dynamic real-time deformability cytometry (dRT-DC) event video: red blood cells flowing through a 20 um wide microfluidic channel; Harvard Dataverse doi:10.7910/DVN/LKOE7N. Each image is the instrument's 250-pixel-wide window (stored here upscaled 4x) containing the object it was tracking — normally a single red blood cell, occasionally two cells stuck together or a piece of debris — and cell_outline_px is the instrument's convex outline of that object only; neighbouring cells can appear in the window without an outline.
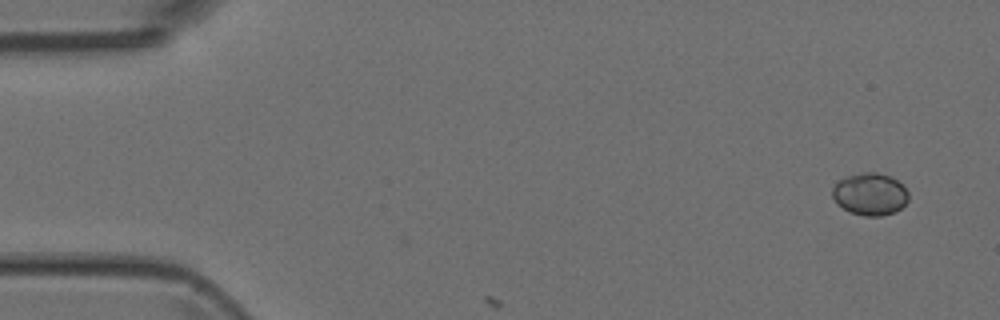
{"species": "Egyptian fruit bat (a non-hibernating species)", "species_latin": "Rousettus aegyptiacus", "temperature_condition": "room temperature", "stored_images_in_passage": 5, "camera_frame_rate_fps": 3000, "um_per_image_px": 0.085, "animal": {"sex": "female"}, "frame": {"image": 1, "passage_image": 1, "time_ms": 0.0, "image_size_px": [1000, 320], "cell_outline_px": [[908, 200], [896, 212], [880, 216], [864, 216], [852, 212], [836, 204], [832, 196], [832, 188], [840, 180], [848, 176], [860, 172], [876, 172], [892, 176], [904, 184], [908, 192]], "centroid_in_image_um": [73.98, 16.49], "position_along_channel_um": 11.0, "area_um2": 18.9}}